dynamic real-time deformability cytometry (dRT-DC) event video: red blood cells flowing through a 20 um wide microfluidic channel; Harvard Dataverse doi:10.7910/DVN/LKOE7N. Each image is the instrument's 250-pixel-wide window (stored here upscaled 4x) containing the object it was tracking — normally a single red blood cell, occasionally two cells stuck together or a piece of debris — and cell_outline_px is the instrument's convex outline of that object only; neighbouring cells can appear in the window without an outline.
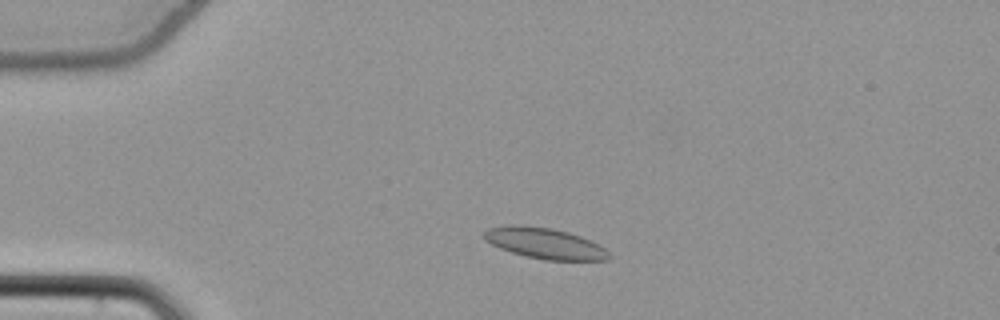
{"species": "common noctule bat (a hibernating species)", "species_latin": "Nyctalus noctula", "temperature_condition": "cold", "stored_images_in_passage": 48, "camera_frame_rate_fps": 3000, "um_per_image_px": 0.085, "animal": {"sex": "female", "body_mass_g": 22.7, "forearm_length_mm": 54.2}, "frame": {"image": 1, "passage_image": 6, "time_ms": 1.667, "image_size_px": [1000, 320], "cell_outline_px": [[612, 256], [608, 260], [544, 260], [512, 252], [500, 248], [484, 240], [484, 232], [488, 228], [512, 224], [516, 224], [552, 228], [568, 232], [580, 236], [604, 248]], "centroid_in_image_um": [46.29, 20.67], "position_along_channel_um": 38.7, "area_um2": 22.25}}
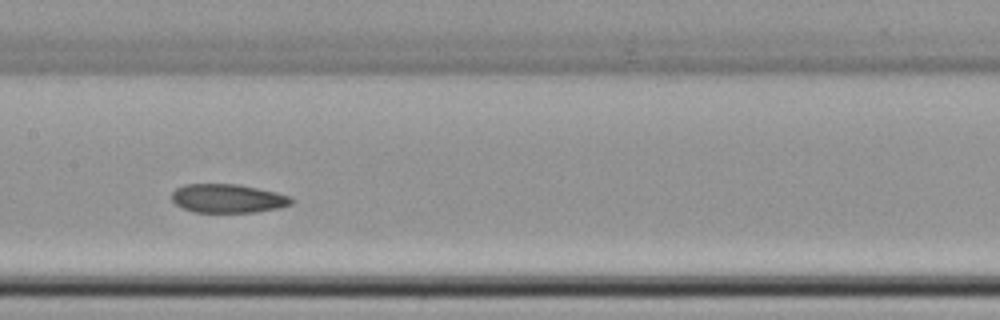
{"frame": {"image": 2, "passage_image": 21, "time_ms": 6.667, "image_size_px": [1000, 320], "cell_outline_px": [[292, 204], [280, 208], [256, 212], [192, 212], [176, 204], [172, 200], [172, 192], [176, 188], [184, 184], [236, 184], [276, 192], [292, 196]], "centroid_in_image_um": [19.37, 16.87], "position_along_channel_um": 188.0, "area_um2": 20.06}}
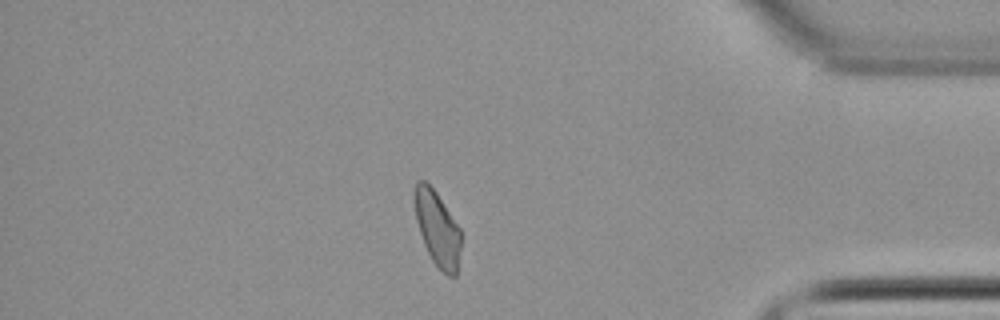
{"frame": {"image": 3, "passage_image": 40, "time_ms": 13.0, "image_size_px": [1000, 320], "cell_outline_px": [[460, 248], [456, 276], [448, 276], [432, 260], [424, 244], [416, 220], [412, 200], [412, 192], [416, 180], [424, 180], [436, 192], [460, 228]], "centroid_in_image_um": [37.13, 19.36], "position_along_channel_um": 398.1, "area_um2": 20.23}, "authors_computed_cell_mechanics": {"area_um2": 21.2126, "velocity_mm_per_s": 3.8185, "shape_relaxation_time_tau1_ms": null, "shape_relaxation_time_tau2_ms": 5.0006, "deformation_change_tau1": null, "deformation_change_tau2": 0.1093}}